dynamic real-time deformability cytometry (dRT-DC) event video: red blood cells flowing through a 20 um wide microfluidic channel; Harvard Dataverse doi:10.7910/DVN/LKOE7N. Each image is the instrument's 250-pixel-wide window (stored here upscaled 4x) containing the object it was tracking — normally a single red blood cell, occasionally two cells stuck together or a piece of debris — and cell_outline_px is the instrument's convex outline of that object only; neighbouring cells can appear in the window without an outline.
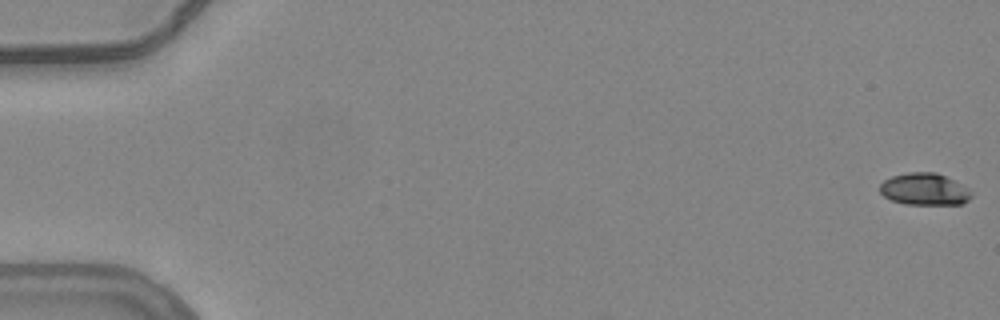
{"species": "common noctule bat (a hibernating species)", "species_latin": "Nyctalus noctula", "temperature_condition": "warm", "stored_images_in_passage": 56, "camera_frame_rate_fps": 3000, "um_per_image_px": 0.085, "animal": {"sex": "female", "body_mass_g": 24.6, "forearm_length_mm": 56.2}, "frame": {"image": 1, "passage_image": 1, "time_ms": 0.0, "image_size_px": [1000, 320], "cell_outline_px": [[972, 196], [964, 204], [904, 204], [892, 200], [884, 196], [880, 192], [880, 184], [884, 180], [892, 176], [908, 172], [936, 172], [968, 188], [972, 192]], "centroid_in_image_um": [78.58, 16.09], "position_along_channel_um": 6.4, "area_um2": 16.99}}
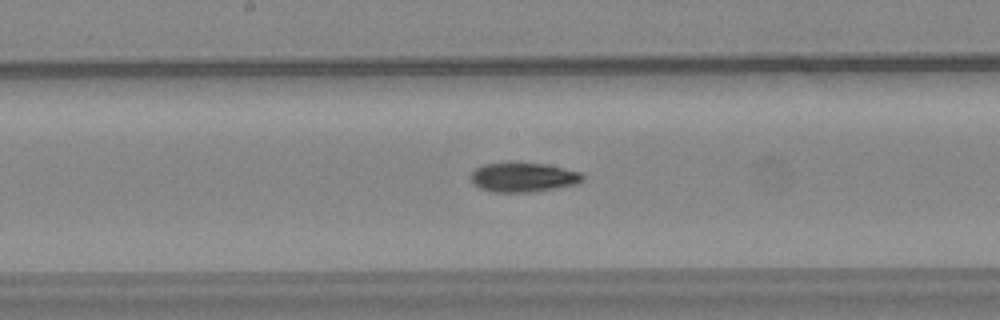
{"frame": {"image": 2, "passage_image": 30, "time_ms": 9.667, "image_size_px": [1000, 320], "cell_outline_px": [[584, 180], [576, 184], [556, 188], [532, 192], [492, 192], [480, 188], [472, 184], [472, 172], [476, 168], [484, 164], [512, 160], [544, 164], [564, 168], [580, 172], [584, 176]], "centroid_in_image_um": [44.46, 15.04], "position_along_channel_um": 203.7, "area_um2": 19.65}}
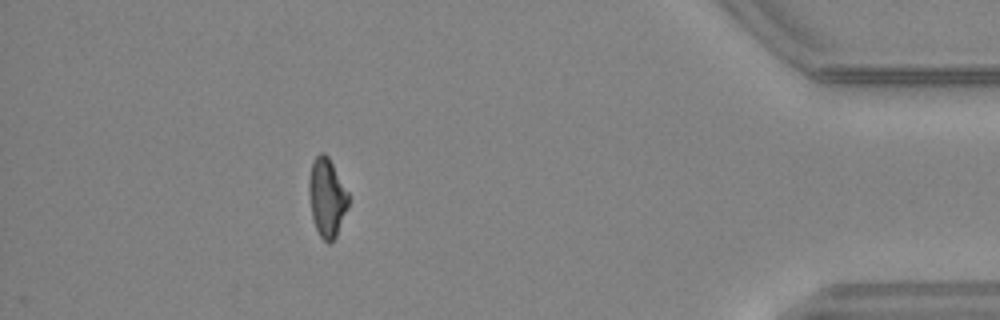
{"frame": {"image": 3, "passage_image": 50, "time_ms": 16.333, "image_size_px": [1000, 320], "cell_outline_px": [[348, 208], [336, 236], [332, 244], [328, 244], [320, 236], [316, 228], [312, 216], [308, 188], [308, 180], [312, 160], [320, 152], [324, 152], [328, 156], [348, 192]], "centroid_in_image_um": [27.78, 16.79], "position_along_channel_um": 407.4, "area_um2": 18.15}, "authors_computed_cell_mechanics": {"area_um2": 18.5538, "velocity_mm_per_s": 3.8028, "shape_relaxation_time_tau1_ms": 4.471, "shape_relaxation_time_tau2_ms": 4.6849, "deformation_change_tau1": 0.1555, "deformation_change_tau2": 0.1226}}